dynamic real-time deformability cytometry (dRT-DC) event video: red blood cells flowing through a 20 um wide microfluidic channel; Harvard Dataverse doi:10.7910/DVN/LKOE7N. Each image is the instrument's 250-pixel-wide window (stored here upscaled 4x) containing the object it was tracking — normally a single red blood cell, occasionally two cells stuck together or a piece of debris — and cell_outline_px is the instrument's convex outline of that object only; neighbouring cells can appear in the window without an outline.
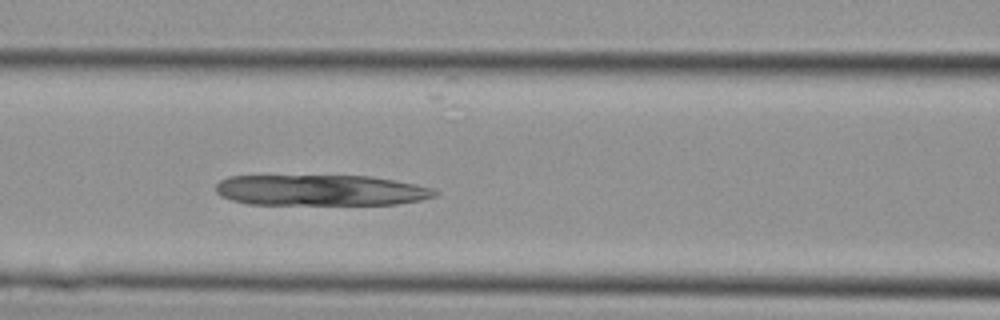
{"species": "Egyptian fruit bat (a non-hibernating species)", "species_latin": "Rousettus aegyptiacus", "temperature_condition": "cold", "stored_images_in_passage": 8, "camera_frame_rate_fps": 3000, "um_per_image_px": 0.085, "animal": {"sex": "female"}, "frame": {"image": 1, "passage_image": 8, "time_ms": 2.333, "image_size_px": [1000, 320], "cell_outline_px": [[440, 192], [436, 196], [420, 200], [396, 204], [248, 204], [232, 200], [220, 196], [216, 192], [216, 184], [220, 180], [228, 176], [372, 176], [396, 180], [416, 184], [432, 188]], "centroid_in_image_um": [27.27, 16.17], "position_along_channel_um": 139.3, "area_um2": 39.48}}